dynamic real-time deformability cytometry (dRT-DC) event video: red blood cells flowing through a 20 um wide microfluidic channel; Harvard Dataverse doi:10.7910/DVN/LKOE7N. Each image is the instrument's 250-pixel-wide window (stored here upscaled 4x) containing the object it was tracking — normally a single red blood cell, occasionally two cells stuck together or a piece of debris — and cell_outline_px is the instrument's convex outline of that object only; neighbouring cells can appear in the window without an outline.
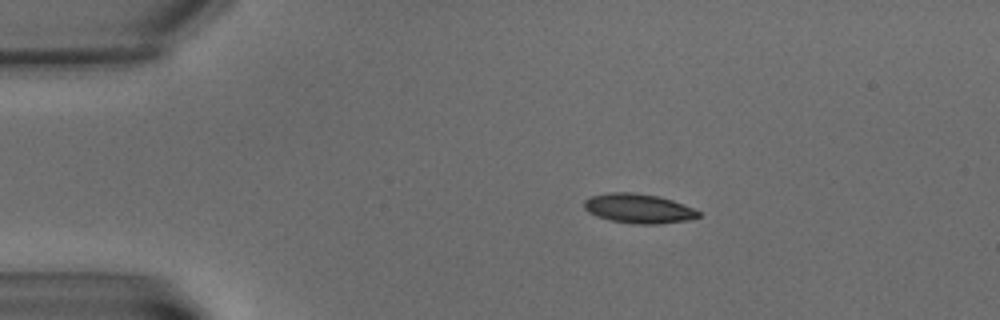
{"species": "common noctule bat (a hibernating species)", "species_latin": "Nyctalus noctula", "temperature_condition": "warm", "stored_images_in_passage": 5, "camera_frame_rate_fps": 3000, "um_per_image_px": 0.085, "animal": {"sex": "male", "body_mass_g": 15.6}, "frame": {"image": 1, "passage_image": 3, "time_ms": 2.0, "image_size_px": [1000, 320], "cell_outline_px": [[700, 216], [688, 220], [656, 224], [632, 224], [612, 220], [596, 216], [588, 212], [584, 208], [584, 200], [592, 196], [612, 192], [632, 192], [656, 196], [672, 200], [692, 208], [700, 212]], "centroid_in_image_um": [54.25, 17.73], "position_along_channel_um": 30.7, "area_um2": 19.42}}